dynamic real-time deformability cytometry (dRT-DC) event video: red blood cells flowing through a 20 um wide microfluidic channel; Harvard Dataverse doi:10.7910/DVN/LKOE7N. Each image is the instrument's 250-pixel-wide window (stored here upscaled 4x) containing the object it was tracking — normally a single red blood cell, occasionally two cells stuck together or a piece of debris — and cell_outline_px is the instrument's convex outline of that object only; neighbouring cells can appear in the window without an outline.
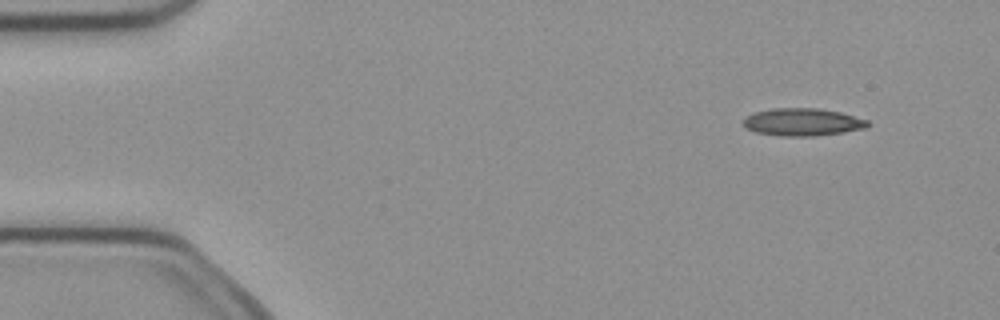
{"species": "common noctule bat (a hibernating species)", "species_latin": "Nyctalus noctula", "temperature_condition": "cold", "stored_images_in_passage": 4, "camera_frame_rate_fps": 3000, "um_per_image_px": 0.085, "animal": {"sex": "female", "body_mass_g": 21.9}, "frame": {"image": 1, "passage_image": 1, "time_ms": 0.0, "image_size_px": [1000, 320], "cell_outline_px": [[868, 128], [844, 132], [816, 136], [780, 136], [756, 132], [744, 128], [744, 120], [748, 116], [756, 112], [772, 108], [816, 108], [840, 112], [868, 120]], "centroid_in_image_um": [68.23, 10.38], "position_along_channel_um": 16.8, "area_um2": 19.94}}
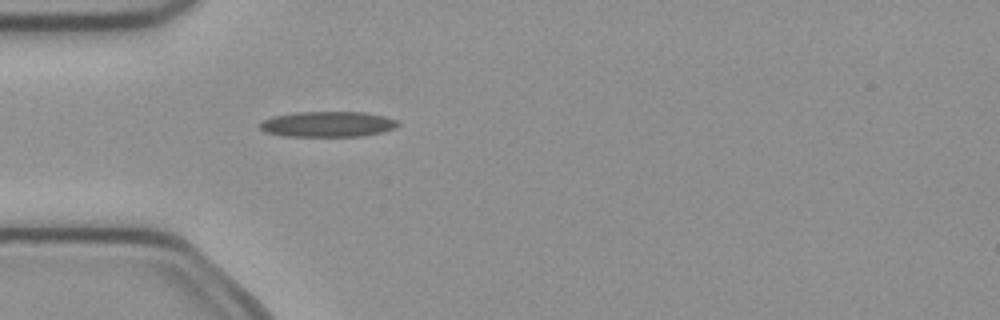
{"frame": {"image": 2, "passage_image": 4, "time_ms": 1.0, "image_size_px": [1000, 320], "cell_outline_px": [[400, 124], [396, 128], [384, 132], [364, 136], [288, 136], [264, 132], [256, 124], [260, 120], [272, 116], [296, 112], [368, 112], [400, 120]], "centroid_in_image_um": [27.87, 10.55], "position_along_channel_um": 57.1, "area_um2": 20.98}}